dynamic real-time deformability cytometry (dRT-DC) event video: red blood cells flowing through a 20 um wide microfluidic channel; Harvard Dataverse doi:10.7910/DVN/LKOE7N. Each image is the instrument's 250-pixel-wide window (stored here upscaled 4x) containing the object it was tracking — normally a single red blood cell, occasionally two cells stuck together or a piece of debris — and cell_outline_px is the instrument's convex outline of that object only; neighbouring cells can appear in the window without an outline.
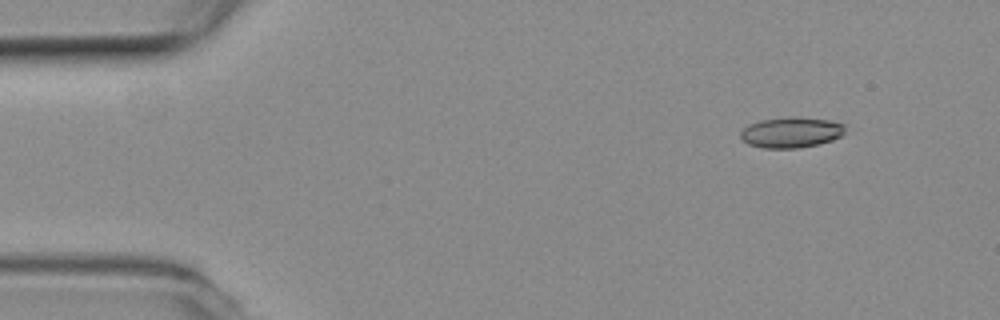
{"species": "common noctule bat (a hibernating species)", "species_latin": "Nyctalus noctula", "temperature_condition": "room temperature", "stored_images_in_passage": 4, "camera_frame_rate_fps": 3000, "um_per_image_px": 0.085, "animal": {"sex": "female", "body_mass_g": 19.3, "forearm_length_mm": 54.1}, "frame": {"image": 1, "passage_image": 2, "time_ms": 0.333, "image_size_px": [1000, 320], "cell_outline_px": [[844, 132], [840, 136], [832, 140], [820, 144], [800, 148], [764, 148], [748, 144], [740, 140], [740, 132], [748, 124], [760, 120], [788, 116], [828, 120], [844, 124]], "centroid_in_image_um": [67.2, 11.26], "position_along_channel_um": 17.8, "area_um2": 18.79}}